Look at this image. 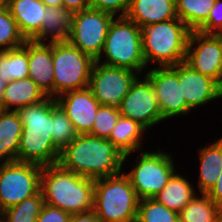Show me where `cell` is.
I'll return each mask as SVG.
<instances>
[{
  "instance_id": "25",
  "label": "cell",
  "mask_w": 222,
  "mask_h": 222,
  "mask_svg": "<svg viewBox=\"0 0 222 222\" xmlns=\"http://www.w3.org/2000/svg\"><path fill=\"white\" fill-rule=\"evenodd\" d=\"M180 173L182 172L177 170L168 181V184L153 197L160 204L178 213L197 194L196 186L194 187L191 180Z\"/></svg>"
},
{
  "instance_id": "39",
  "label": "cell",
  "mask_w": 222,
  "mask_h": 222,
  "mask_svg": "<svg viewBox=\"0 0 222 222\" xmlns=\"http://www.w3.org/2000/svg\"><path fill=\"white\" fill-rule=\"evenodd\" d=\"M70 222H100L96 213L91 210L86 213L72 214Z\"/></svg>"
},
{
  "instance_id": "18",
  "label": "cell",
  "mask_w": 222,
  "mask_h": 222,
  "mask_svg": "<svg viewBox=\"0 0 222 222\" xmlns=\"http://www.w3.org/2000/svg\"><path fill=\"white\" fill-rule=\"evenodd\" d=\"M74 12L63 7H47L40 31L31 39L40 44L67 42Z\"/></svg>"
},
{
  "instance_id": "4",
  "label": "cell",
  "mask_w": 222,
  "mask_h": 222,
  "mask_svg": "<svg viewBox=\"0 0 222 222\" xmlns=\"http://www.w3.org/2000/svg\"><path fill=\"white\" fill-rule=\"evenodd\" d=\"M191 31L179 18L141 28L143 55L147 68L151 65L152 68L174 66L184 62Z\"/></svg>"
},
{
  "instance_id": "12",
  "label": "cell",
  "mask_w": 222,
  "mask_h": 222,
  "mask_svg": "<svg viewBox=\"0 0 222 222\" xmlns=\"http://www.w3.org/2000/svg\"><path fill=\"white\" fill-rule=\"evenodd\" d=\"M120 115L138 122L146 130L164 123L150 78L139 74L121 101ZM151 128V129H150Z\"/></svg>"
},
{
  "instance_id": "32",
  "label": "cell",
  "mask_w": 222,
  "mask_h": 222,
  "mask_svg": "<svg viewBox=\"0 0 222 222\" xmlns=\"http://www.w3.org/2000/svg\"><path fill=\"white\" fill-rule=\"evenodd\" d=\"M26 41L9 9H0V51L20 47Z\"/></svg>"
},
{
  "instance_id": "29",
  "label": "cell",
  "mask_w": 222,
  "mask_h": 222,
  "mask_svg": "<svg viewBox=\"0 0 222 222\" xmlns=\"http://www.w3.org/2000/svg\"><path fill=\"white\" fill-rule=\"evenodd\" d=\"M52 139L55 146L62 151L77 136L74 125L55 98H52Z\"/></svg>"
},
{
  "instance_id": "19",
  "label": "cell",
  "mask_w": 222,
  "mask_h": 222,
  "mask_svg": "<svg viewBox=\"0 0 222 222\" xmlns=\"http://www.w3.org/2000/svg\"><path fill=\"white\" fill-rule=\"evenodd\" d=\"M148 131L138 122L120 116L111 131L109 141L124 155L123 165H129L131 157L135 152L145 150V137ZM144 142V143H143ZM128 161V163L126 162ZM127 163V165H126Z\"/></svg>"
},
{
  "instance_id": "30",
  "label": "cell",
  "mask_w": 222,
  "mask_h": 222,
  "mask_svg": "<svg viewBox=\"0 0 222 222\" xmlns=\"http://www.w3.org/2000/svg\"><path fill=\"white\" fill-rule=\"evenodd\" d=\"M44 204L43 194L40 191L21 203L3 210V222H36Z\"/></svg>"
},
{
  "instance_id": "22",
  "label": "cell",
  "mask_w": 222,
  "mask_h": 222,
  "mask_svg": "<svg viewBox=\"0 0 222 222\" xmlns=\"http://www.w3.org/2000/svg\"><path fill=\"white\" fill-rule=\"evenodd\" d=\"M8 9L20 33L31 40L41 29L47 6L41 0H10Z\"/></svg>"
},
{
  "instance_id": "7",
  "label": "cell",
  "mask_w": 222,
  "mask_h": 222,
  "mask_svg": "<svg viewBox=\"0 0 222 222\" xmlns=\"http://www.w3.org/2000/svg\"><path fill=\"white\" fill-rule=\"evenodd\" d=\"M156 146L157 150L138 151L131 170L126 173L123 169L139 199L155 197L177 171L172 153L161 150L162 145Z\"/></svg>"
},
{
  "instance_id": "43",
  "label": "cell",
  "mask_w": 222,
  "mask_h": 222,
  "mask_svg": "<svg viewBox=\"0 0 222 222\" xmlns=\"http://www.w3.org/2000/svg\"><path fill=\"white\" fill-rule=\"evenodd\" d=\"M220 222H222V207H220Z\"/></svg>"
},
{
  "instance_id": "42",
  "label": "cell",
  "mask_w": 222,
  "mask_h": 222,
  "mask_svg": "<svg viewBox=\"0 0 222 222\" xmlns=\"http://www.w3.org/2000/svg\"><path fill=\"white\" fill-rule=\"evenodd\" d=\"M10 0H0V9H8Z\"/></svg>"
},
{
  "instance_id": "3",
  "label": "cell",
  "mask_w": 222,
  "mask_h": 222,
  "mask_svg": "<svg viewBox=\"0 0 222 222\" xmlns=\"http://www.w3.org/2000/svg\"><path fill=\"white\" fill-rule=\"evenodd\" d=\"M40 191L45 204L71 215L93 210L94 180L66 170L59 163L42 167Z\"/></svg>"
},
{
  "instance_id": "6",
  "label": "cell",
  "mask_w": 222,
  "mask_h": 222,
  "mask_svg": "<svg viewBox=\"0 0 222 222\" xmlns=\"http://www.w3.org/2000/svg\"><path fill=\"white\" fill-rule=\"evenodd\" d=\"M139 200L124 172L94 180L93 211L100 222L136 220Z\"/></svg>"
},
{
  "instance_id": "11",
  "label": "cell",
  "mask_w": 222,
  "mask_h": 222,
  "mask_svg": "<svg viewBox=\"0 0 222 222\" xmlns=\"http://www.w3.org/2000/svg\"><path fill=\"white\" fill-rule=\"evenodd\" d=\"M138 75L139 73L134 70L107 66L96 61L88 88L100 105L120 110L122 99L129 92Z\"/></svg>"
},
{
  "instance_id": "16",
  "label": "cell",
  "mask_w": 222,
  "mask_h": 222,
  "mask_svg": "<svg viewBox=\"0 0 222 222\" xmlns=\"http://www.w3.org/2000/svg\"><path fill=\"white\" fill-rule=\"evenodd\" d=\"M79 134H89L100 107L91 90L83 88L62 93L55 98Z\"/></svg>"
},
{
  "instance_id": "8",
  "label": "cell",
  "mask_w": 222,
  "mask_h": 222,
  "mask_svg": "<svg viewBox=\"0 0 222 222\" xmlns=\"http://www.w3.org/2000/svg\"><path fill=\"white\" fill-rule=\"evenodd\" d=\"M54 98L71 90L87 88L96 62L69 41L52 43Z\"/></svg>"
},
{
  "instance_id": "14",
  "label": "cell",
  "mask_w": 222,
  "mask_h": 222,
  "mask_svg": "<svg viewBox=\"0 0 222 222\" xmlns=\"http://www.w3.org/2000/svg\"><path fill=\"white\" fill-rule=\"evenodd\" d=\"M185 63L204 76L222 82V34L193 30L186 49Z\"/></svg>"
},
{
  "instance_id": "10",
  "label": "cell",
  "mask_w": 222,
  "mask_h": 222,
  "mask_svg": "<svg viewBox=\"0 0 222 222\" xmlns=\"http://www.w3.org/2000/svg\"><path fill=\"white\" fill-rule=\"evenodd\" d=\"M114 15L92 7L75 12L68 41L95 61L100 57Z\"/></svg>"
},
{
  "instance_id": "24",
  "label": "cell",
  "mask_w": 222,
  "mask_h": 222,
  "mask_svg": "<svg viewBox=\"0 0 222 222\" xmlns=\"http://www.w3.org/2000/svg\"><path fill=\"white\" fill-rule=\"evenodd\" d=\"M22 131L17 111L0 109V163L17 161Z\"/></svg>"
},
{
  "instance_id": "13",
  "label": "cell",
  "mask_w": 222,
  "mask_h": 222,
  "mask_svg": "<svg viewBox=\"0 0 222 222\" xmlns=\"http://www.w3.org/2000/svg\"><path fill=\"white\" fill-rule=\"evenodd\" d=\"M145 74L150 78L163 120L189 116L191 112L182 96L179 83V63L174 66L150 67Z\"/></svg>"
},
{
  "instance_id": "38",
  "label": "cell",
  "mask_w": 222,
  "mask_h": 222,
  "mask_svg": "<svg viewBox=\"0 0 222 222\" xmlns=\"http://www.w3.org/2000/svg\"><path fill=\"white\" fill-rule=\"evenodd\" d=\"M207 195L217 206L222 207V170L218 181Z\"/></svg>"
},
{
  "instance_id": "27",
  "label": "cell",
  "mask_w": 222,
  "mask_h": 222,
  "mask_svg": "<svg viewBox=\"0 0 222 222\" xmlns=\"http://www.w3.org/2000/svg\"><path fill=\"white\" fill-rule=\"evenodd\" d=\"M179 222H220V207L207 194L197 193L179 212Z\"/></svg>"
},
{
  "instance_id": "35",
  "label": "cell",
  "mask_w": 222,
  "mask_h": 222,
  "mask_svg": "<svg viewBox=\"0 0 222 222\" xmlns=\"http://www.w3.org/2000/svg\"><path fill=\"white\" fill-rule=\"evenodd\" d=\"M129 3L130 0H91V7L115 17H125Z\"/></svg>"
},
{
  "instance_id": "23",
  "label": "cell",
  "mask_w": 222,
  "mask_h": 222,
  "mask_svg": "<svg viewBox=\"0 0 222 222\" xmlns=\"http://www.w3.org/2000/svg\"><path fill=\"white\" fill-rule=\"evenodd\" d=\"M46 96L29 77L7 82L0 99V109L18 111L20 108L36 104Z\"/></svg>"
},
{
  "instance_id": "21",
  "label": "cell",
  "mask_w": 222,
  "mask_h": 222,
  "mask_svg": "<svg viewBox=\"0 0 222 222\" xmlns=\"http://www.w3.org/2000/svg\"><path fill=\"white\" fill-rule=\"evenodd\" d=\"M125 17L140 28L178 18L175 0H130Z\"/></svg>"
},
{
  "instance_id": "26",
  "label": "cell",
  "mask_w": 222,
  "mask_h": 222,
  "mask_svg": "<svg viewBox=\"0 0 222 222\" xmlns=\"http://www.w3.org/2000/svg\"><path fill=\"white\" fill-rule=\"evenodd\" d=\"M0 76L7 82L28 77V40L20 47L0 51Z\"/></svg>"
},
{
  "instance_id": "31",
  "label": "cell",
  "mask_w": 222,
  "mask_h": 222,
  "mask_svg": "<svg viewBox=\"0 0 222 222\" xmlns=\"http://www.w3.org/2000/svg\"><path fill=\"white\" fill-rule=\"evenodd\" d=\"M137 220L139 222H179V213L168 209L154 198L139 200Z\"/></svg>"
},
{
  "instance_id": "5",
  "label": "cell",
  "mask_w": 222,
  "mask_h": 222,
  "mask_svg": "<svg viewBox=\"0 0 222 222\" xmlns=\"http://www.w3.org/2000/svg\"><path fill=\"white\" fill-rule=\"evenodd\" d=\"M96 61L145 74L147 66L143 55L141 28L126 17H115Z\"/></svg>"
},
{
  "instance_id": "33",
  "label": "cell",
  "mask_w": 222,
  "mask_h": 222,
  "mask_svg": "<svg viewBox=\"0 0 222 222\" xmlns=\"http://www.w3.org/2000/svg\"><path fill=\"white\" fill-rule=\"evenodd\" d=\"M119 110L100 105L94 118V126L89 135L109 139L112 129L120 117Z\"/></svg>"
},
{
  "instance_id": "44",
  "label": "cell",
  "mask_w": 222,
  "mask_h": 222,
  "mask_svg": "<svg viewBox=\"0 0 222 222\" xmlns=\"http://www.w3.org/2000/svg\"><path fill=\"white\" fill-rule=\"evenodd\" d=\"M0 222H3L2 212L0 211Z\"/></svg>"
},
{
  "instance_id": "41",
  "label": "cell",
  "mask_w": 222,
  "mask_h": 222,
  "mask_svg": "<svg viewBox=\"0 0 222 222\" xmlns=\"http://www.w3.org/2000/svg\"><path fill=\"white\" fill-rule=\"evenodd\" d=\"M6 84H7V81H5V78H2L0 76V99H1L3 92L5 91Z\"/></svg>"
},
{
  "instance_id": "1",
  "label": "cell",
  "mask_w": 222,
  "mask_h": 222,
  "mask_svg": "<svg viewBox=\"0 0 222 222\" xmlns=\"http://www.w3.org/2000/svg\"><path fill=\"white\" fill-rule=\"evenodd\" d=\"M123 159L108 139L79 134L61 151L58 163L75 174L97 180L122 173Z\"/></svg>"
},
{
  "instance_id": "2",
  "label": "cell",
  "mask_w": 222,
  "mask_h": 222,
  "mask_svg": "<svg viewBox=\"0 0 222 222\" xmlns=\"http://www.w3.org/2000/svg\"><path fill=\"white\" fill-rule=\"evenodd\" d=\"M23 125L17 161L41 167L59 162L61 151L52 139V97L17 111Z\"/></svg>"
},
{
  "instance_id": "17",
  "label": "cell",
  "mask_w": 222,
  "mask_h": 222,
  "mask_svg": "<svg viewBox=\"0 0 222 222\" xmlns=\"http://www.w3.org/2000/svg\"><path fill=\"white\" fill-rule=\"evenodd\" d=\"M28 77L46 97L54 98L52 44L28 40Z\"/></svg>"
},
{
  "instance_id": "15",
  "label": "cell",
  "mask_w": 222,
  "mask_h": 222,
  "mask_svg": "<svg viewBox=\"0 0 222 222\" xmlns=\"http://www.w3.org/2000/svg\"><path fill=\"white\" fill-rule=\"evenodd\" d=\"M179 83L190 111L207 107L211 102L213 105V101L222 98L221 87L214 79L195 71L185 62L179 63Z\"/></svg>"
},
{
  "instance_id": "36",
  "label": "cell",
  "mask_w": 222,
  "mask_h": 222,
  "mask_svg": "<svg viewBox=\"0 0 222 222\" xmlns=\"http://www.w3.org/2000/svg\"><path fill=\"white\" fill-rule=\"evenodd\" d=\"M70 218L64 210L44 204L36 222H70Z\"/></svg>"
},
{
  "instance_id": "34",
  "label": "cell",
  "mask_w": 222,
  "mask_h": 222,
  "mask_svg": "<svg viewBox=\"0 0 222 222\" xmlns=\"http://www.w3.org/2000/svg\"><path fill=\"white\" fill-rule=\"evenodd\" d=\"M206 34H222V0H216L208 19L197 29Z\"/></svg>"
},
{
  "instance_id": "28",
  "label": "cell",
  "mask_w": 222,
  "mask_h": 222,
  "mask_svg": "<svg viewBox=\"0 0 222 222\" xmlns=\"http://www.w3.org/2000/svg\"><path fill=\"white\" fill-rule=\"evenodd\" d=\"M216 0H175L177 17L192 31L209 17Z\"/></svg>"
},
{
  "instance_id": "40",
  "label": "cell",
  "mask_w": 222,
  "mask_h": 222,
  "mask_svg": "<svg viewBox=\"0 0 222 222\" xmlns=\"http://www.w3.org/2000/svg\"><path fill=\"white\" fill-rule=\"evenodd\" d=\"M47 7H62V0H41Z\"/></svg>"
},
{
  "instance_id": "20",
  "label": "cell",
  "mask_w": 222,
  "mask_h": 222,
  "mask_svg": "<svg viewBox=\"0 0 222 222\" xmlns=\"http://www.w3.org/2000/svg\"><path fill=\"white\" fill-rule=\"evenodd\" d=\"M199 167L197 180V193L207 194L216 184L222 170V136L214 142H209V145L199 147L197 150Z\"/></svg>"
},
{
  "instance_id": "37",
  "label": "cell",
  "mask_w": 222,
  "mask_h": 222,
  "mask_svg": "<svg viewBox=\"0 0 222 222\" xmlns=\"http://www.w3.org/2000/svg\"><path fill=\"white\" fill-rule=\"evenodd\" d=\"M62 7L75 13L90 8L91 0H62Z\"/></svg>"
},
{
  "instance_id": "9",
  "label": "cell",
  "mask_w": 222,
  "mask_h": 222,
  "mask_svg": "<svg viewBox=\"0 0 222 222\" xmlns=\"http://www.w3.org/2000/svg\"><path fill=\"white\" fill-rule=\"evenodd\" d=\"M42 167L19 161L0 163V211L40 192Z\"/></svg>"
}]
</instances>
